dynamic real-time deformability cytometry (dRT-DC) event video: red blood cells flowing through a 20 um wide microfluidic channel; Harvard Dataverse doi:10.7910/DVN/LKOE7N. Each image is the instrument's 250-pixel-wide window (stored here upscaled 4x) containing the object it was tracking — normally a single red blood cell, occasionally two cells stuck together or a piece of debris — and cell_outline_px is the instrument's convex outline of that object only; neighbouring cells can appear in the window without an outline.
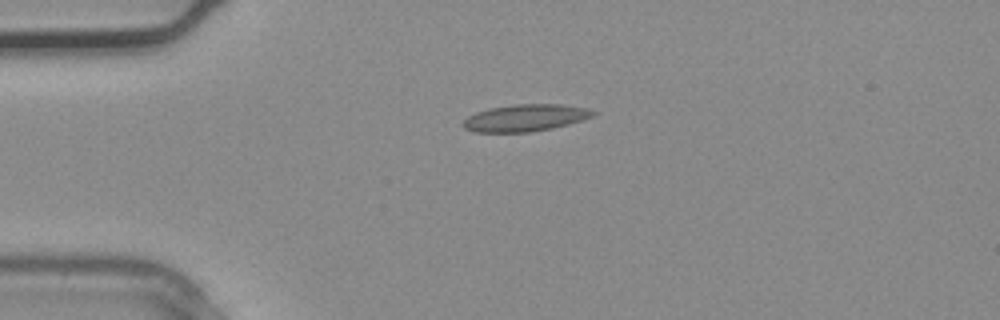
{"species": "common noctule bat (a hibernating species)", "species_latin": "Nyctalus noctula", "temperature_condition": "warm", "stored_images_in_passage": 4, "camera_frame_rate_fps": 3000, "um_per_image_px": 0.085, "animal": {"sex": "male", "body_mass_g": 20.4}, "frame": {"image": 1, "passage_image": 3, "time_ms": 0.667, "image_size_px": [1000, 320], "cell_outline_px": [[596, 112], [592, 116], [568, 124], [552, 128], [532, 132], [472, 132], [464, 128], [460, 124], [468, 116], [476, 112], [488, 108], [512, 104], [560, 104], [588, 108]], "centroid_in_image_um": [44.59, 10.01], "position_along_channel_um": 40.4, "area_um2": 20.52}}
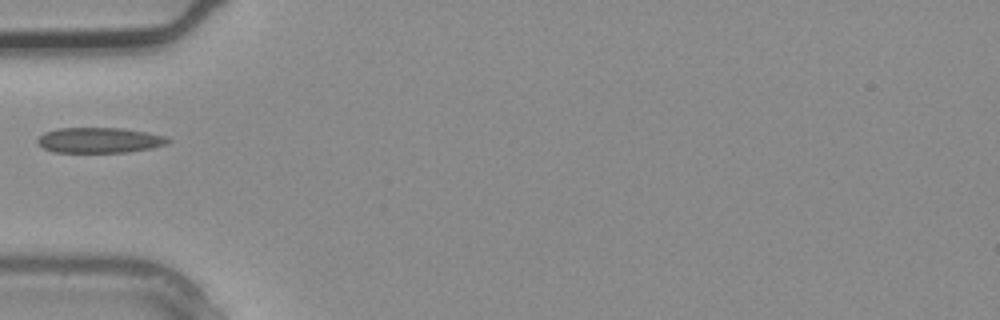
{"frame": {"image": 2, "passage_image": 4, "time_ms": 1.0, "image_size_px": [1000, 320], "cell_outline_px": [[172, 140], [164, 144], [152, 148], [128, 152], [52, 152], [44, 148], [36, 140], [44, 132], [60, 128], [120, 128], [148, 132], [164, 136]], "centroid_in_image_um": [8.45, 11.92], "position_along_channel_um": 76.6, "area_um2": 19.19}}